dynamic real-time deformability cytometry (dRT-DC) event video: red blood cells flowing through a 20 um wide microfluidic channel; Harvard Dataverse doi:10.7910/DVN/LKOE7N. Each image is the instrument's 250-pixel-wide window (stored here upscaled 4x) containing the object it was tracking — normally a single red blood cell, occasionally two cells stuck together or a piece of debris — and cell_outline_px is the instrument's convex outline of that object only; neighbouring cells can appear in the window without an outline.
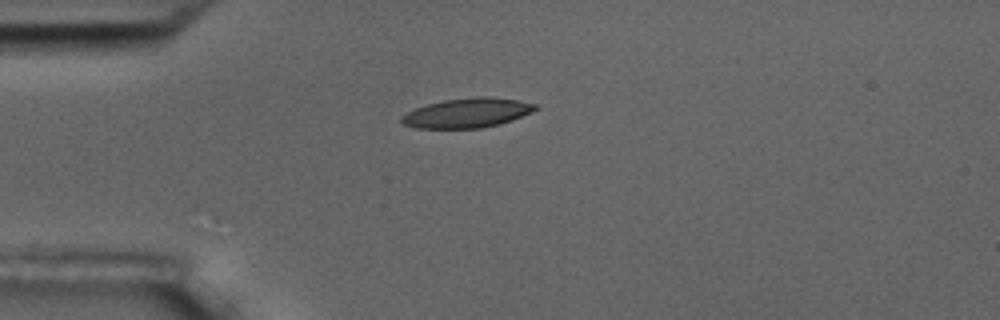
{"species": "common noctule bat (a hibernating species)", "species_latin": "Nyctalus noctula", "temperature_condition": "room temperature", "stored_images_in_passage": 3, "camera_frame_rate_fps": 3000, "um_per_image_px": 0.085, "animal": {"sex": "male", "body_mass_g": 17.5, "forearm_length_mm": 52.3}, "frame": {"image": 1, "passage_image": 1, "time_ms": 0.0, "image_size_px": [1000, 320], "cell_outline_px": [[536, 108], [532, 112], [512, 120], [500, 124], [480, 128], [416, 128], [404, 124], [400, 120], [400, 116], [416, 108], [428, 104], [444, 100], [476, 96], [488, 96], [520, 100], [536, 104]], "centroid_in_image_um": [39.72, 9.59], "position_along_channel_um": 45.3, "area_um2": 23.0}}